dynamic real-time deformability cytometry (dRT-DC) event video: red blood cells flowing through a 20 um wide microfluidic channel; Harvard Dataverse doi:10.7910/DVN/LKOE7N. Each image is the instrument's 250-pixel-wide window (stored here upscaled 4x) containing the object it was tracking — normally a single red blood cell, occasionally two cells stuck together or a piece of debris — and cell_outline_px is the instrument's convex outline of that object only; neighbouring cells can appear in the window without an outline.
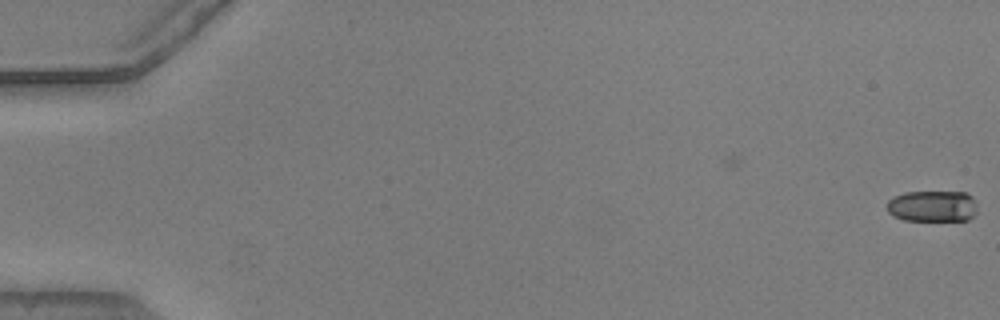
{"species": "common noctule bat (a hibernating species)", "species_latin": "Nyctalus noctula", "temperature_condition": "warm", "stored_images_in_passage": 5, "camera_frame_rate_fps": 3000, "um_per_image_px": 0.085, "animal": {"sex": "male", "body_mass_g": 20.5, "forearm_length_mm": 52.5}, "frame": {"image": 1, "passage_image": 5, "time_ms": 1.333, "image_size_px": [1000, 320], "cell_outline_px": [[976, 212], [968, 220], [904, 220], [892, 216], [888, 212], [888, 200], [904, 192], [964, 192], [972, 196], [976, 200]], "centroid_in_image_um": [79.27, 17.52], "position_along_channel_um": 5.7, "area_um2": 16.47}}